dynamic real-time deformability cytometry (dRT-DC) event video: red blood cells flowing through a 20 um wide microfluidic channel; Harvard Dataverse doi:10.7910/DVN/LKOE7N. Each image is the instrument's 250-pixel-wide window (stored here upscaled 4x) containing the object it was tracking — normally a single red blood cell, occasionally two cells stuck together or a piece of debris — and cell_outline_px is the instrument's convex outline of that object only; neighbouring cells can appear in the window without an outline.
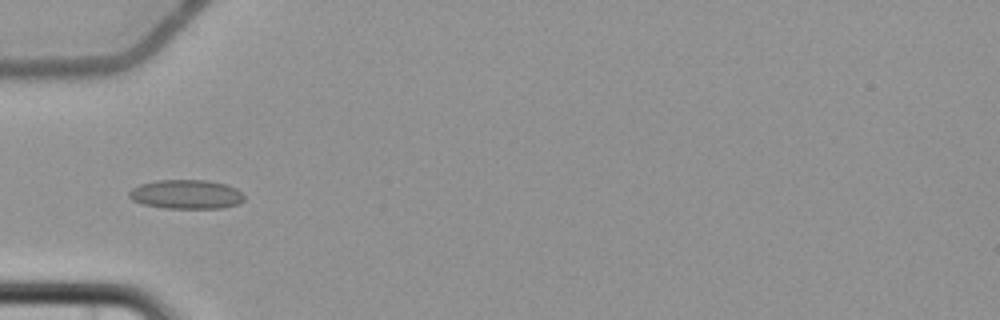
{"species": "common noctule bat (a hibernating species)", "species_latin": "Nyctalus noctula", "temperature_condition": "cold", "stored_images_in_passage": 9, "camera_frame_rate_fps": 3000, "um_per_image_px": 0.085, "animal": {"sex": "female", "body_mass_g": 22.7, "forearm_length_mm": 54.2}, "frame": {"image": 1, "passage_image": 6, "time_ms": 7.0, "image_size_px": [1000, 320], "cell_outline_px": [[244, 200], [240, 204], [224, 208], [164, 208], [140, 204], [132, 200], [128, 196], [128, 192], [132, 188], [140, 184], [156, 180], [208, 180], [224, 184], [236, 188], [244, 196]], "centroid_in_image_um": [15.81, 16.52], "position_along_channel_um": 69.2, "area_um2": 19.77}}
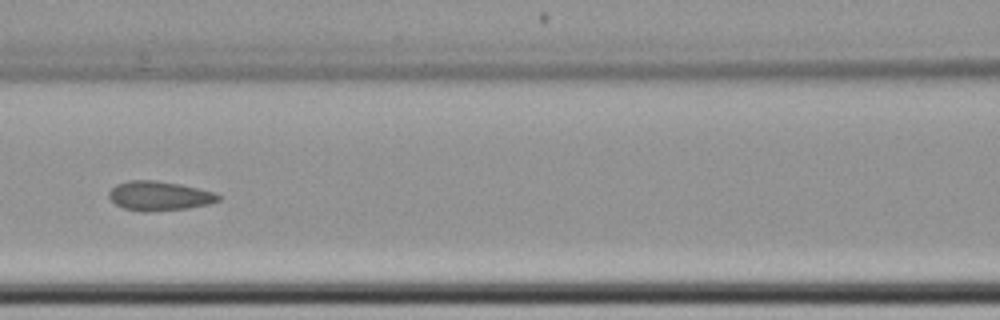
{"frame": {"image": 2, "passage_image": 8, "time_ms": 9.333, "image_size_px": [1000, 320], "cell_outline_px": [[220, 200], [208, 204], [188, 208], [148, 212], [144, 212], [124, 208], [116, 204], [108, 196], [108, 192], [116, 184], [128, 180], [156, 180], [180, 184], [216, 192], [220, 196]], "centroid_in_image_um": [13.54, 16.64], "position_along_channel_um": 153.1, "area_um2": 18.79}}
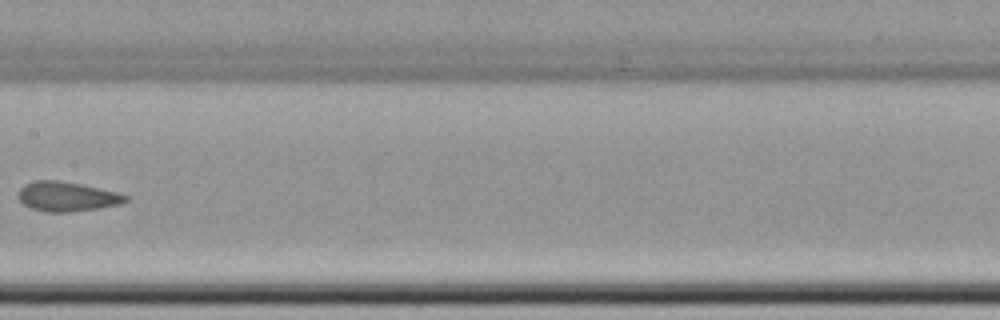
{"frame": {"image": 3, "passage_image": 9, "time_ms": 10.667, "image_size_px": [1000, 320], "cell_outline_px": [[128, 200], [120, 204], [72, 212], [44, 212], [32, 208], [24, 204], [20, 200], [20, 188], [24, 184], [36, 180], [60, 180], [100, 188], [116, 192], [128, 196]], "centroid_in_image_um": [5.69, 16.7], "position_along_channel_um": 201.7, "area_um2": 18.32}}